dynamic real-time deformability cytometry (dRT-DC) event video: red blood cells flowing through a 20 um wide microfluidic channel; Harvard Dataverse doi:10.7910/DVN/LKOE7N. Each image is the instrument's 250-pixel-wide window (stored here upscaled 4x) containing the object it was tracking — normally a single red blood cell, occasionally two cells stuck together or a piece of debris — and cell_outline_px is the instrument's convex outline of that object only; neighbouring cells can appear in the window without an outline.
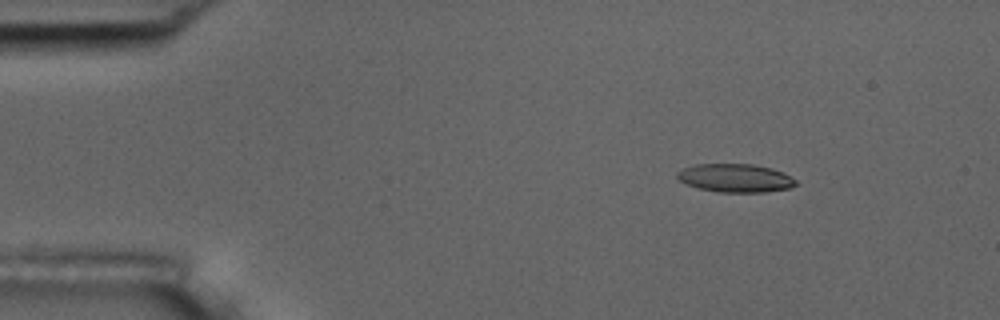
{"species": "common noctule bat (a hibernating species)", "species_latin": "Nyctalus noctula", "temperature_condition": "room temperature", "stored_images_in_passage": 5, "camera_frame_rate_fps": 3000, "um_per_image_px": 0.085, "animal": {"sex": "male", "body_mass_g": 17.5, "forearm_length_mm": 52.3}, "frame": {"image": 1, "passage_image": 1, "time_ms": 0.0, "image_size_px": [1000, 320], "cell_outline_px": [[800, 184], [792, 188], [764, 192], [720, 192], [700, 188], [688, 184], [680, 180], [676, 176], [676, 172], [684, 168], [696, 164], [752, 164], [772, 168], [784, 172], [796, 180]], "centroid_in_image_um": [62.57, 15.13], "position_along_channel_um": 22.4, "area_um2": 19.65}}
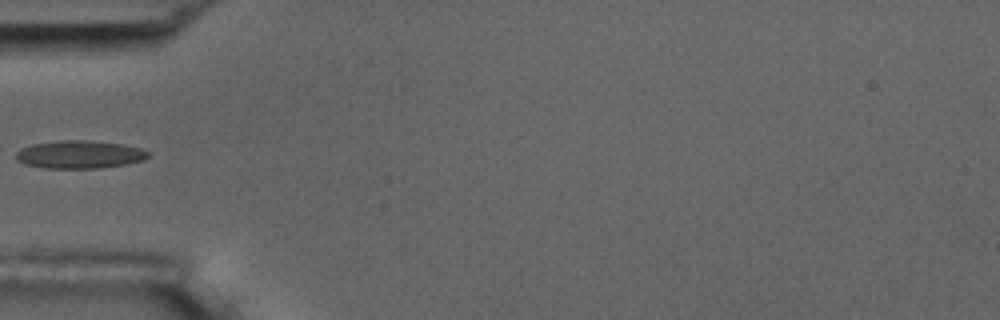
{"frame": {"image": 2, "passage_image": 4, "time_ms": 3.667, "image_size_px": [1000, 320], "cell_outline_px": [[148, 156], [144, 160], [124, 164], [100, 168], [44, 168], [28, 164], [16, 160], [16, 152], [20, 148], [32, 144], [60, 140], [88, 140], [124, 144], [140, 148], [148, 152]], "centroid_in_image_um": [6.75, 13.12], "position_along_channel_um": 78.3, "area_um2": 21.44}}